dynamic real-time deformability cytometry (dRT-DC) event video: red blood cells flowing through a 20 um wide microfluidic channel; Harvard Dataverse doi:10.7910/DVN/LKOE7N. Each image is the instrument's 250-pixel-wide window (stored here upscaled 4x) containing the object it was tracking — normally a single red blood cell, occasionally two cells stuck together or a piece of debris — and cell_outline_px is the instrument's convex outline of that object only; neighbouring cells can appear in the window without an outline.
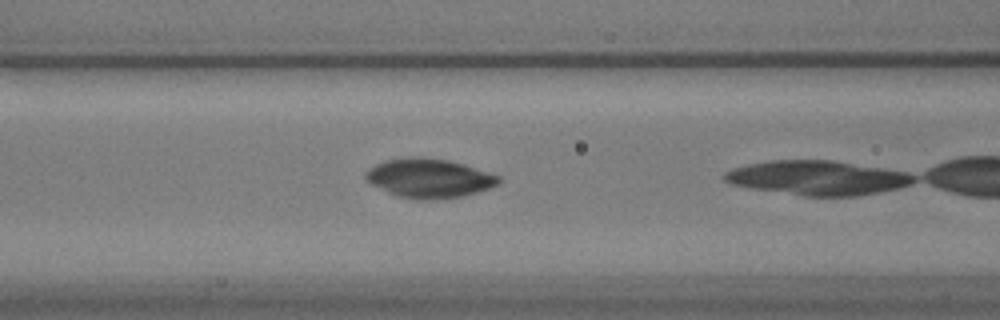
{"species": "common noctule bat (a hibernating species)", "species_latin": "Nyctalus noctula", "temperature_condition": "warm", "stored_images_in_passage": 7, "camera_frame_rate_fps": 3000, "um_per_image_px": 0.085, "animal": {"sex": "male", "body_mass_g": 17.9}, "frame": {"image": 1, "passage_image": 6, "time_ms": 1.667, "image_size_px": [1000, 320], "cell_outline_px": [[500, 180], [496, 184], [488, 188], [476, 192], [460, 196], [424, 200], [420, 200], [396, 196], [372, 184], [364, 176], [364, 172], [376, 164], [388, 160], [408, 156], [416, 156], [448, 160], [464, 164], [500, 176]], "centroid_in_image_um": [36.44, 15.13], "position_along_channel_um": 130.2, "area_um2": 29.94}}